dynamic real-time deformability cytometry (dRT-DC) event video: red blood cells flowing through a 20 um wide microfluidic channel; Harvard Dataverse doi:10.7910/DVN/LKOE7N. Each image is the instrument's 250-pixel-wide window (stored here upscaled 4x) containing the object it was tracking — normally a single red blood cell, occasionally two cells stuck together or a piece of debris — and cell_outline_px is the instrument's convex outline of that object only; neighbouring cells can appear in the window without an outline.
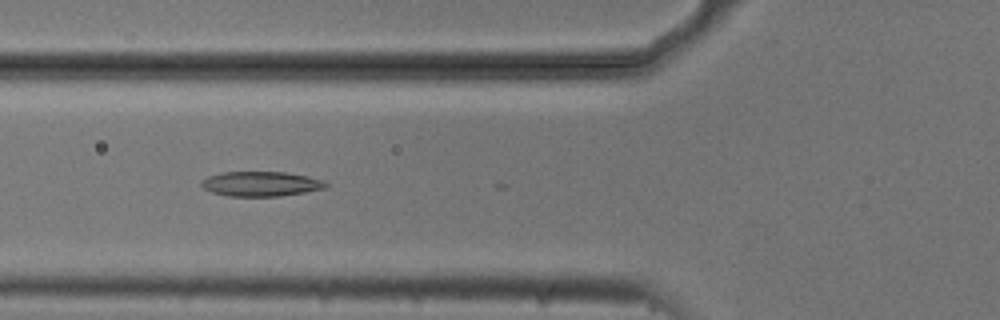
{"species": "common noctule bat (a hibernating species)", "species_latin": "Nyctalus noctula", "temperature_condition": "cold", "stored_images_in_passage": 11, "camera_frame_rate_fps": 3000, "um_per_image_px": 0.085, "animal": {"sex": "male", "body_mass_g": 20.5, "forearm_length_mm": 52.5}, "frame": {"image": 1, "passage_image": 9, "time_ms": 2.667, "image_size_px": [1000, 320], "cell_outline_px": [[328, 184], [324, 188], [304, 192], [280, 196], [228, 196], [212, 192], [204, 188], [200, 184], [200, 180], [208, 176], [220, 172], [284, 172], [308, 176], [320, 180]], "centroid_in_image_um": [22.11, 15.62], "position_along_channel_um": 103.7, "area_um2": 17.86}}